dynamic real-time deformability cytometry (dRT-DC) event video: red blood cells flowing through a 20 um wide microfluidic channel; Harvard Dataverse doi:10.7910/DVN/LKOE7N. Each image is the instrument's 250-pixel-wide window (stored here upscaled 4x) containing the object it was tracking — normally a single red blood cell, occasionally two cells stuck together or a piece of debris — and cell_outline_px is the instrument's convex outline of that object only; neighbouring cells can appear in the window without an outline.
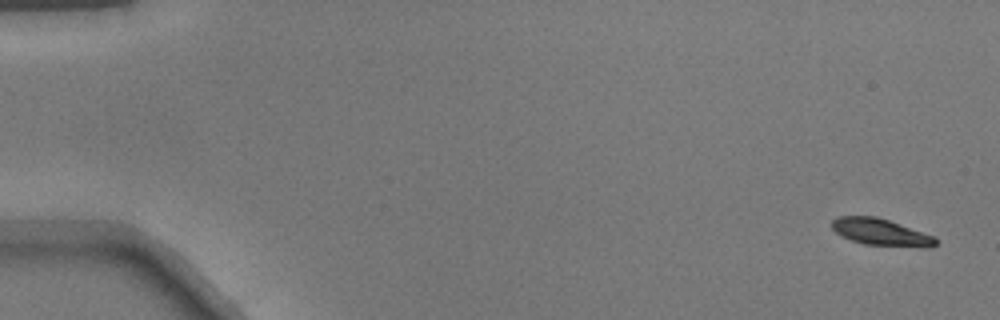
{"species": "common noctule bat (a hibernating species)", "species_latin": "Nyctalus noctula", "temperature_condition": "warm", "stored_images_in_passage": 50, "camera_frame_rate_fps": 3000, "um_per_image_px": 0.085, "animal": {"sex": "male", "body_mass_g": 17.9}, "frame": {"image": 1, "passage_image": 1, "time_ms": 0.0, "image_size_px": [1000, 320], "cell_outline_px": [[940, 240], [936, 244], [928, 248], [920, 248], [864, 244], [840, 236], [832, 228], [832, 220], [836, 216], [876, 216], [936, 236]], "centroid_in_image_um": [74.92, 19.75], "position_along_channel_um": 10.1, "area_um2": 16.53}}
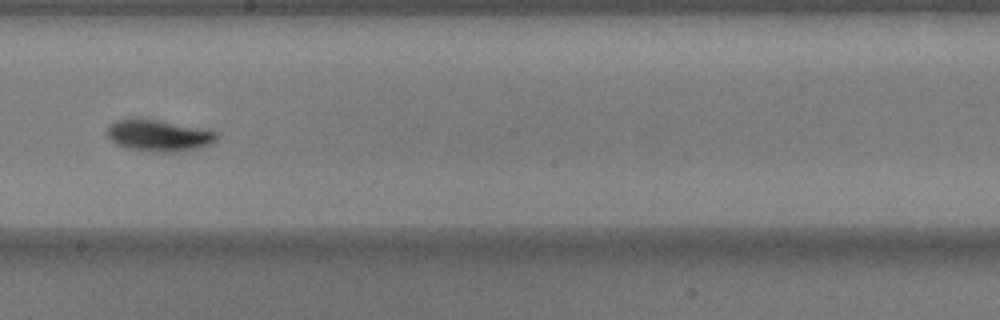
{"frame": {"image": 2, "passage_image": 29, "time_ms": 9.333, "image_size_px": [1000, 320], "cell_outline_px": [[216, 140], [212, 144], [200, 148], [180, 152], [152, 152], [128, 148], [116, 144], [108, 136], [108, 128], [116, 120], [156, 120], [208, 128], [216, 132]], "centroid_in_image_um": [13.59, 11.55], "position_along_channel_um": 234.6, "area_um2": 20.0}}
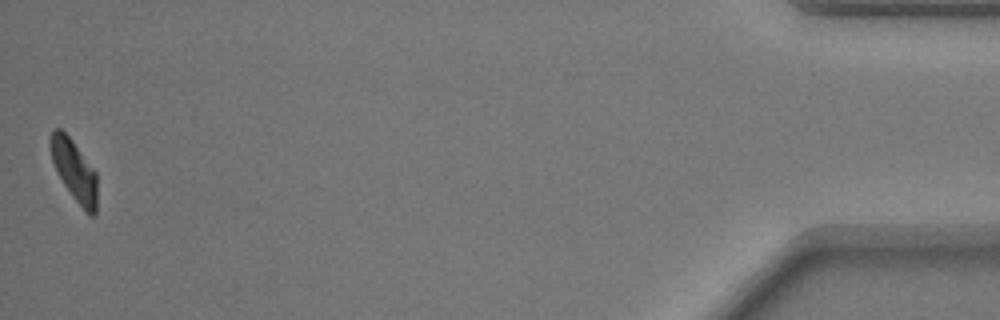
{"frame": {"image": 3, "passage_image": 50, "time_ms": 16.333, "image_size_px": [1000, 320], "cell_outline_px": [[96, 212], [92, 216], [88, 216], [84, 212], [72, 196], [56, 172], [52, 160], [48, 144], [48, 140], [52, 128], [60, 128], [72, 140], [96, 172]], "centroid_in_image_um": [6.27, 14.48], "position_along_channel_um": 428.9, "area_um2": 16.82}}